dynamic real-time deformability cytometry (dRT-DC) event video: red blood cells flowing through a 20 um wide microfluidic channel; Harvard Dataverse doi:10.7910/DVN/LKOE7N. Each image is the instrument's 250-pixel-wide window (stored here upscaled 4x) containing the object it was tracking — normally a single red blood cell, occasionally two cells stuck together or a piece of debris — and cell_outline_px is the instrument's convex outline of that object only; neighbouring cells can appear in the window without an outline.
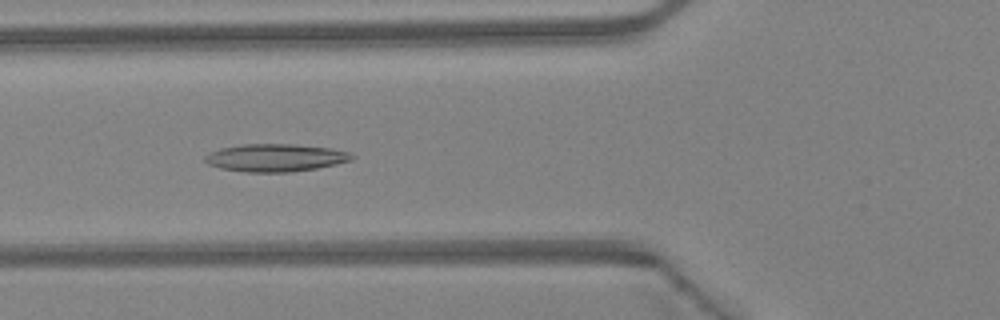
{"species": "Egyptian fruit bat (a non-hibernating species)", "species_latin": "Rousettus aegyptiacus", "temperature_condition": "warm", "stored_images_in_passage": 42, "camera_frame_rate_fps": 3000, "um_per_image_px": 0.085, "animal": {"sex": "female"}, "frame": {"image": 1, "passage_image": 13, "time_ms": 4.0, "image_size_px": [1000, 320], "cell_outline_px": [[356, 156], [352, 160], [336, 164], [316, 168], [288, 172], [244, 172], [220, 168], [208, 164], [204, 160], [204, 156], [220, 148], [240, 144], [296, 144], [328, 148], [348, 152]], "centroid_in_image_um": [23.39, 13.4], "position_along_channel_um": 102.4, "area_um2": 23.64}}
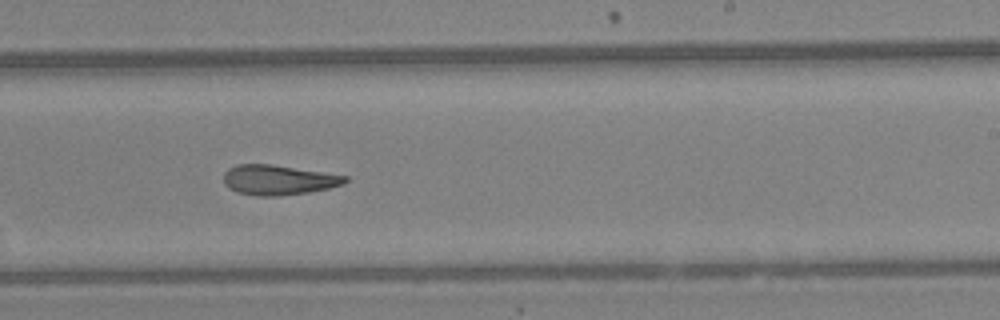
{"frame": {"image": 2, "passage_image": 24, "time_ms": 7.667, "image_size_px": [1000, 320], "cell_outline_px": [[348, 180], [344, 184], [328, 188], [308, 192], [280, 196], [256, 196], [236, 192], [228, 188], [224, 184], [224, 172], [228, 168], [236, 164], [268, 164], [348, 176]], "centroid_in_image_um": [23.61, 15.3], "position_along_channel_um": 265.4, "area_um2": 21.15}}
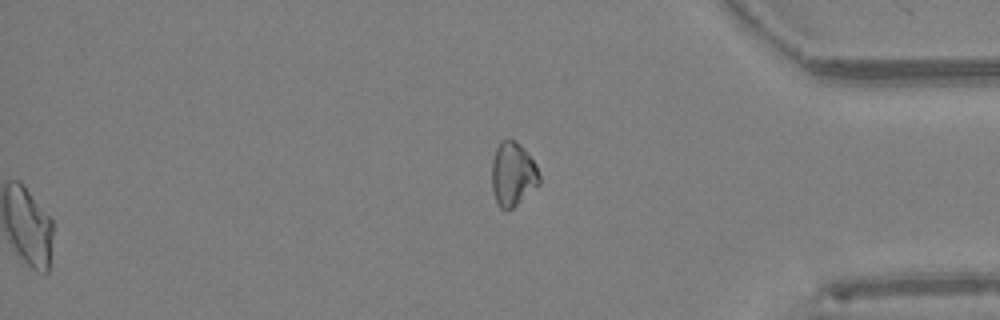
{"frame": {"image": 3, "passage_image": 42, "time_ms": 13.667, "image_size_px": [1000, 320], "cell_outline_px": [[540, 184], [512, 208], [500, 208], [492, 192], [492, 160], [496, 148], [500, 140], [508, 136], [520, 144], [524, 148], [536, 164], [540, 176]], "centroid_in_image_um": [43.59, 14.74], "position_along_channel_um": 391.6, "area_um2": 17.86}, "authors_computed_cell_mechanics": {"area_um2": 21.9062, "velocity_mm_per_s": 4.4583, "shape_relaxation_time_tau1_ms": null, "shape_relaxation_time_tau2_ms": 4.4082, "deformation_change_tau1": null, "deformation_change_tau2": 0.1382}}